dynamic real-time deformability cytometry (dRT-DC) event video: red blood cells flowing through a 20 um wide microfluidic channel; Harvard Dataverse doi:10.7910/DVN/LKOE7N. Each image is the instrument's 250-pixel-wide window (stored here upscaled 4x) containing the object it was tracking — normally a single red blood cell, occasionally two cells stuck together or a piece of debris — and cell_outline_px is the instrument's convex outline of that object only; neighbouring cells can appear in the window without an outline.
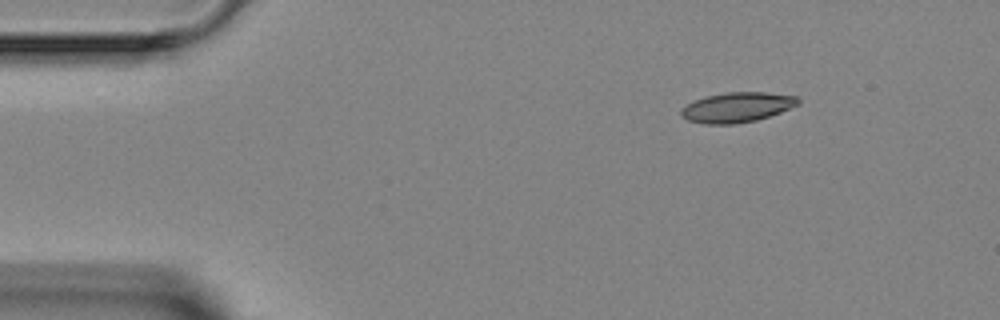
{"species": "Egyptian fruit bat (a non-hibernating species)", "species_latin": "Rousettus aegyptiacus", "temperature_condition": "room temperature", "stored_images_in_passage": 3, "camera_frame_rate_fps": 3000, "um_per_image_px": 0.085, "animal": {"sex": "female"}, "frame": {"image": 1, "passage_image": 1, "time_ms": 0.0, "image_size_px": [1000, 320], "cell_outline_px": [[800, 104], [780, 112], [756, 120], [736, 124], [704, 124], [688, 120], [680, 116], [680, 112], [688, 104], [696, 100], [708, 96], [728, 92], [768, 92], [796, 96], [800, 100]], "centroid_in_image_um": [62.68, 9.12], "position_along_channel_um": 22.3, "area_um2": 20.29}}
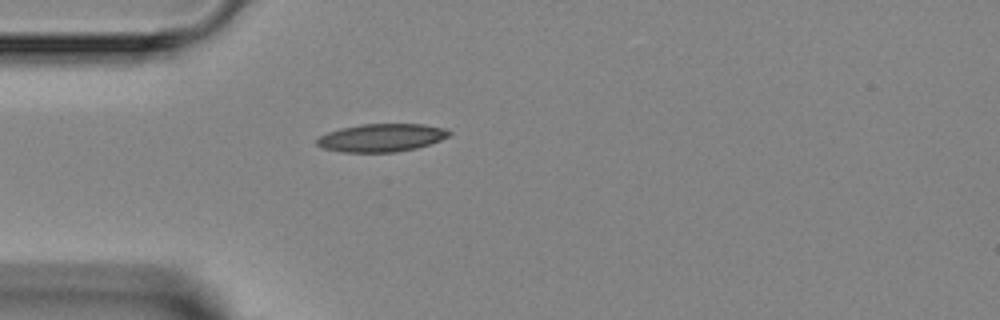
{"frame": {"image": 2, "passage_image": 3, "time_ms": 2.333, "image_size_px": [1000, 320], "cell_outline_px": [[452, 132], [448, 136], [440, 140], [416, 148], [396, 152], [340, 152], [324, 148], [316, 144], [316, 140], [320, 136], [328, 132], [340, 128], [360, 124], [424, 124], [444, 128]], "centroid_in_image_um": [32.41, 11.7], "position_along_channel_um": 52.6, "area_um2": 21.5}}